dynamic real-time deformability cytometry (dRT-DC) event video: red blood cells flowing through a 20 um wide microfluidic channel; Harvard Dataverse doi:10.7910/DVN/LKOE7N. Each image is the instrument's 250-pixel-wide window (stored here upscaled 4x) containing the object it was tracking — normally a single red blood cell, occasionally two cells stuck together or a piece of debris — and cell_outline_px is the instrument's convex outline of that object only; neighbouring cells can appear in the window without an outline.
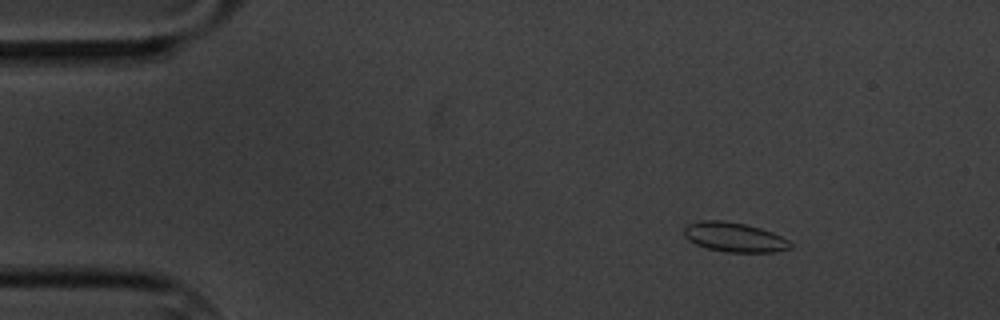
{"species": "common noctule bat (a hibernating species)", "species_latin": "Nyctalus noctula", "temperature_condition": "cold", "stored_images_in_passage": 6, "camera_frame_rate_fps": 3000, "um_per_image_px": 0.085, "animal": {"sex": "male", "body_mass_g": 20.1, "forearm_length_mm": 53.5}, "frame": {"image": 1, "passage_image": 2, "time_ms": 1.333, "image_size_px": [1000, 320], "cell_outline_px": [[792, 248], [772, 252], [724, 252], [708, 248], [696, 244], [688, 240], [684, 236], [684, 228], [688, 224], [700, 220], [720, 220], [744, 224], [760, 228], [772, 232], [788, 240], [792, 244]], "centroid_in_image_um": [62.4, 20.16], "position_along_channel_um": 22.6, "area_um2": 18.21}}
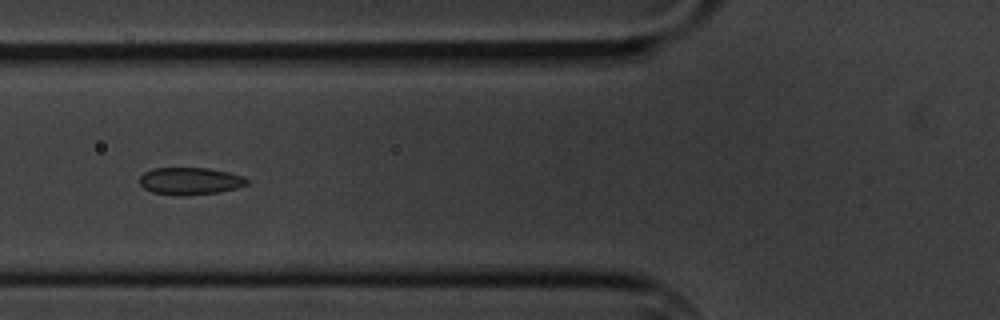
{"frame": {"image": 2, "passage_image": 6, "time_ms": 6.0, "image_size_px": [1000, 320], "cell_outline_px": [[248, 184], [236, 188], [220, 192], [180, 196], [152, 192], [144, 188], [140, 184], [140, 176], [144, 172], [152, 168], [208, 168], [228, 172], [244, 176], [248, 180]], "centroid_in_image_um": [16.16, 15.39], "position_along_channel_um": 109.6, "area_um2": 17.11}}